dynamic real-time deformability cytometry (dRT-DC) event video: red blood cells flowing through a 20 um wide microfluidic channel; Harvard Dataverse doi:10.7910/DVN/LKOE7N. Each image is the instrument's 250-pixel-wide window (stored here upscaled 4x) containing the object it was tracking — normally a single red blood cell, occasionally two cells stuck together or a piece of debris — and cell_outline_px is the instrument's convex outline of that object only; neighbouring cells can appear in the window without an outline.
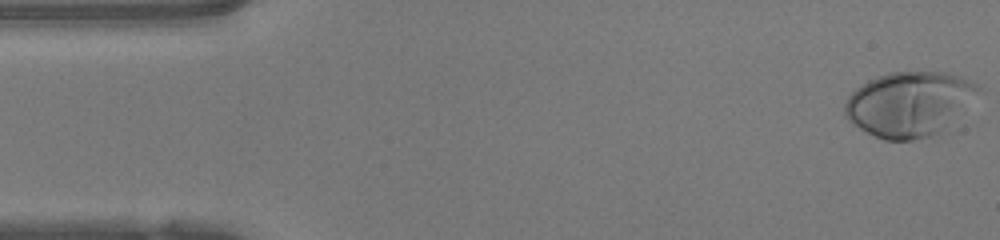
{"species": "human", "species_latin": "Homo sapiens", "temperature_condition": "warm", "stored_images_in_passage": 47, "camera_frame_rate_fps": 3000, "um_per_image_px": 0.085, "donor": {"sex": "female"}, "frame": {"image": 1, "passage_image": 1, "time_ms": 0.0, "image_size_px": [1000, 240], "cell_outline_px": [[980, 88], [948, 132], [940, 136], [912, 140], [884, 140], [852, 124], [844, 116], [844, 104], [848, 96], [856, 88], [868, 80], [888, 72], [948, 72], [960, 76], [976, 84]], "centroid_in_image_um": [77.3, 8.87], "position_along_channel_um": 7.7, "area_um2": 51.04}}
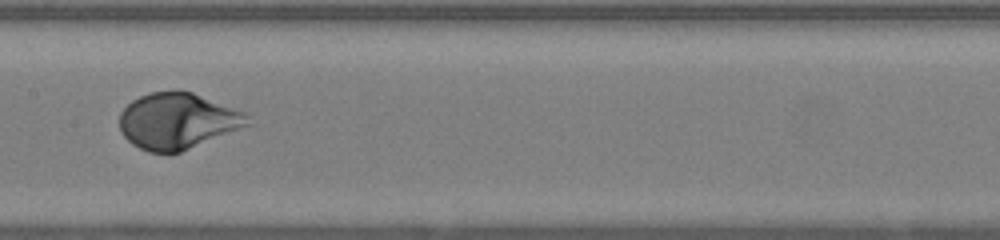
{"frame": {"image": 2, "passage_image": 23, "time_ms": 7.333, "image_size_px": [1000, 240], "cell_outline_px": [[256, 124], [180, 152], [148, 152], [132, 144], [120, 132], [120, 112], [132, 100], [148, 92], [176, 88], [192, 92], [244, 112]], "centroid_in_image_um": [15.13, 10.26], "position_along_channel_um": 192.3, "area_um2": 42.54}}
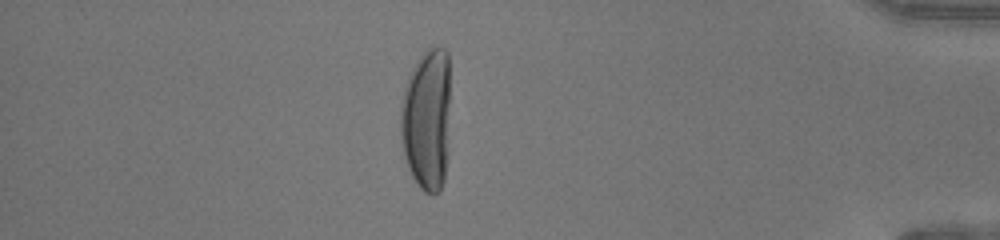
{"frame": {"image": 3, "passage_image": 41, "time_ms": 13.333, "image_size_px": [1000, 240], "cell_outline_px": [[448, 104], [444, 180], [440, 192], [424, 192], [420, 188], [412, 176], [404, 160], [400, 136], [400, 108], [404, 88], [408, 76], [416, 60], [432, 44], [436, 44], [444, 48], [448, 52]], "centroid_in_image_um": [36.22, 10.1], "position_along_channel_um": 399.0, "area_um2": 41.15}, "authors_computed_cell_mechanics": {"area_um2": 42.7142, "velocity_mm_per_s": 4.1897, "shape_relaxation_time_tau1_ms": 3.4523, "shape_relaxation_time_tau2_ms": null, "deformation_change_tau1": 0.2558, "deformation_change_tau2": null}}